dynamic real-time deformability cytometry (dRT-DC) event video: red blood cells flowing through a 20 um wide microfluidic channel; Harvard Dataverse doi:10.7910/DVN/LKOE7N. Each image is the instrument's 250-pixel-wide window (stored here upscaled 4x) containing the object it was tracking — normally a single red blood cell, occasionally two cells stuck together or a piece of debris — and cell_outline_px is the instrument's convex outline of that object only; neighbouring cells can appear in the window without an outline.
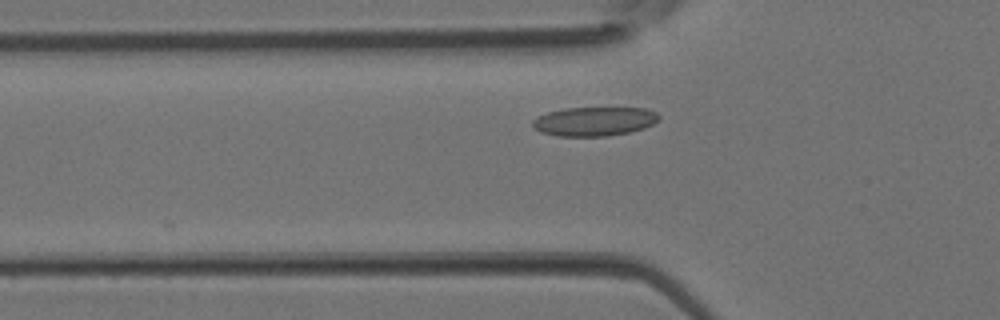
{"species": "Egyptian fruit bat (a non-hibernating species)", "species_latin": "Rousettus aegyptiacus", "temperature_condition": "room temperature", "stored_images_in_passage": 2, "camera_frame_rate_fps": 3000, "um_per_image_px": 0.085, "animal": {"sex": "female"}, "frame": {"image": 1, "passage_image": 2, "time_ms": 0.333, "image_size_px": [1000, 320], "cell_outline_px": [[660, 120], [644, 128], [628, 132], [608, 136], [556, 136], [540, 132], [532, 128], [532, 120], [536, 116], [548, 112], [564, 108], [644, 108], [656, 112], [660, 116]], "centroid_in_image_um": [50.48, 10.32], "position_along_channel_um": 75.3, "area_um2": 21.56}}